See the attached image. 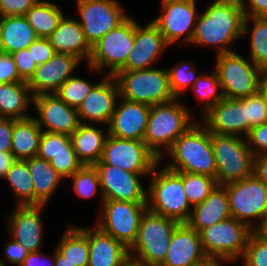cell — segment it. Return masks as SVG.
Here are the masks:
<instances>
[{"mask_svg":"<svg viewBox=\"0 0 267 266\" xmlns=\"http://www.w3.org/2000/svg\"><path fill=\"white\" fill-rule=\"evenodd\" d=\"M37 156L49 161L64 179L83 166L77 158L71 136L65 134L43 131Z\"/></svg>","mask_w":267,"mask_h":266,"instance_id":"24","label":"cell"},{"mask_svg":"<svg viewBox=\"0 0 267 266\" xmlns=\"http://www.w3.org/2000/svg\"><path fill=\"white\" fill-rule=\"evenodd\" d=\"M10 54L0 53V83L22 82Z\"/></svg>","mask_w":267,"mask_h":266,"instance_id":"49","label":"cell"},{"mask_svg":"<svg viewBox=\"0 0 267 266\" xmlns=\"http://www.w3.org/2000/svg\"><path fill=\"white\" fill-rule=\"evenodd\" d=\"M169 46L158 27L151 21L145 27L135 20V38L125 65L119 71L152 68L164 49Z\"/></svg>","mask_w":267,"mask_h":266,"instance_id":"20","label":"cell"},{"mask_svg":"<svg viewBox=\"0 0 267 266\" xmlns=\"http://www.w3.org/2000/svg\"><path fill=\"white\" fill-rule=\"evenodd\" d=\"M37 38L25 16L0 17V53L12 54L26 49Z\"/></svg>","mask_w":267,"mask_h":266,"instance_id":"29","label":"cell"},{"mask_svg":"<svg viewBox=\"0 0 267 266\" xmlns=\"http://www.w3.org/2000/svg\"><path fill=\"white\" fill-rule=\"evenodd\" d=\"M97 170L104 200L147 203V189L140 178L148 174L130 173L112 165H93Z\"/></svg>","mask_w":267,"mask_h":266,"instance_id":"16","label":"cell"},{"mask_svg":"<svg viewBox=\"0 0 267 266\" xmlns=\"http://www.w3.org/2000/svg\"><path fill=\"white\" fill-rule=\"evenodd\" d=\"M241 259L243 266H267V241L251 232Z\"/></svg>","mask_w":267,"mask_h":266,"instance_id":"44","label":"cell"},{"mask_svg":"<svg viewBox=\"0 0 267 266\" xmlns=\"http://www.w3.org/2000/svg\"><path fill=\"white\" fill-rule=\"evenodd\" d=\"M114 77L119 86L120 97L129 101L153 106L175 99L166 68L118 71Z\"/></svg>","mask_w":267,"mask_h":266,"instance_id":"7","label":"cell"},{"mask_svg":"<svg viewBox=\"0 0 267 266\" xmlns=\"http://www.w3.org/2000/svg\"><path fill=\"white\" fill-rule=\"evenodd\" d=\"M253 174L267 185V153L254 157Z\"/></svg>","mask_w":267,"mask_h":266,"instance_id":"54","label":"cell"},{"mask_svg":"<svg viewBox=\"0 0 267 266\" xmlns=\"http://www.w3.org/2000/svg\"><path fill=\"white\" fill-rule=\"evenodd\" d=\"M251 232L245 223L229 217L203 229L201 245L208 259L233 262L242 257Z\"/></svg>","mask_w":267,"mask_h":266,"instance_id":"8","label":"cell"},{"mask_svg":"<svg viewBox=\"0 0 267 266\" xmlns=\"http://www.w3.org/2000/svg\"><path fill=\"white\" fill-rule=\"evenodd\" d=\"M258 92L267 101V66L260 69L258 78Z\"/></svg>","mask_w":267,"mask_h":266,"instance_id":"56","label":"cell"},{"mask_svg":"<svg viewBox=\"0 0 267 266\" xmlns=\"http://www.w3.org/2000/svg\"><path fill=\"white\" fill-rule=\"evenodd\" d=\"M241 2L245 17H267V0H241Z\"/></svg>","mask_w":267,"mask_h":266,"instance_id":"51","label":"cell"},{"mask_svg":"<svg viewBox=\"0 0 267 266\" xmlns=\"http://www.w3.org/2000/svg\"><path fill=\"white\" fill-rule=\"evenodd\" d=\"M76 3L78 21L91 47L128 17L117 0H77Z\"/></svg>","mask_w":267,"mask_h":266,"instance_id":"15","label":"cell"},{"mask_svg":"<svg viewBox=\"0 0 267 266\" xmlns=\"http://www.w3.org/2000/svg\"><path fill=\"white\" fill-rule=\"evenodd\" d=\"M151 106L119 98L108 124V134L121 139L143 141Z\"/></svg>","mask_w":267,"mask_h":266,"instance_id":"21","label":"cell"},{"mask_svg":"<svg viewBox=\"0 0 267 266\" xmlns=\"http://www.w3.org/2000/svg\"><path fill=\"white\" fill-rule=\"evenodd\" d=\"M208 6L198 16L191 43L214 45L218 48L216 55L234 51L231 44L243 36L241 0H213Z\"/></svg>","mask_w":267,"mask_h":266,"instance_id":"1","label":"cell"},{"mask_svg":"<svg viewBox=\"0 0 267 266\" xmlns=\"http://www.w3.org/2000/svg\"><path fill=\"white\" fill-rule=\"evenodd\" d=\"M16 158L11 151H0V179L5 178L7 171L16 162Z\"/></svg>","mask_w":267,"mask_h":266,"instance_id":"55","label":"cell"},{"mask_svg":"<svg viewBox=\"0 0 267 266\" xmlns=\"http://www.w3.org/2000/svg\"><path fill=\"white\" fill-rule=\"evenodd\" d=\"M119 98L120 90L115 77L106 74L77 107L80 124L104 123L108 126Z\"/></svg>","mask_w":267,"mask_h":266,"instance_id":"17","label":"cell"},{"mask_svg":"<svg viewBox=\"0 0 267 266\" xmlns=\"http://www.w3.org/2000/svg\"><path fill=\"white\" fill-rule=\"evenodd\" d=\"M159 158L144 141L108 135L101 159L94 165H112L136 174H151Z\"/></svg>","mask_w":267,"mask_h":266,"instance_id":"13","label":"cell"},{"mask_svg":"<svg viewBox=\"0 0 267 266\" xmlns=\"http://www.w3.org/2000/svg\"><path fill=\"white\" fill-rule=\"evenodd\" d=\"M239 100L246 106L248 133L252 127L267 123V101L259 92Z\"/></svg>","mask_w":267,"mask_h":266,"instance_id":"43","label":"cell"},{"mask_svg":"<svg viewBox=\"0 0 267 266\" xmlns=\"http://www.w3.org/2000/svg\"><path fill=\"white\" fill-rule=\"evenodd\" d=\"M69 178L72 179L73 189L75 193L81 198H90L96 195L97 191L100 190L102 204L104 199L101 192L99 176L94 166L83 165Z\"/></svg>","mask_w":267,"mask_h":266,"instance_id":"41","label":"cell"},{"mask_svg":"<svg viewBox=\"0 0 267 266\" xmlns=\"http://www.w3.org/2000/svg\"><path fill=\"white\" fill-rule=\"evenodd\" d=\"M124 266H147L130 259Z\"/></svg>","mask_w":267,"mask_h":266,"instance_id":"60","label":"cell"},{"mask_svg":"<svg viewBox=\"0 0 267 266\" xmlns=\"http://www.w3.org/2000/svg\"><path fill=\"white\" fill-rule=\"evenodd\" d=\"M195 69L194 65L189 61L180 62L172 68L166 69L169 86L175 98H181L185 94V90L189 86L192 87L196 79L201 75H196Z\"/></svg>","mask_w":267,"mask_h":266,"instance_id":"40","label":"cell"},{"mask_svg":"<svg viewBox=\"0 0 267 266\" xmlns=\"http://www.w3.org/2000/svg\"><path fill=\"white\" fill-rule=\"evenodd\" d=\"M179 224L147 209L141 218L137 239L129 249L130 259L147 266H160Z\"/></svg>","mask_w":267,"mask_h":266,"instance_id":"5","label":"cell"},{"mask_svg":"<svg viewBox=\"0 0 267 266\" xmlns=\"http://www.w3.org/2000/svg\"><path fill=\"white\" fill-rule=\"evenodd\" d=\"M191 209L187 224L199 233L203 229L231 217L229 198L223 185H216L205 201Z\"/></svg>","mask_w":267,"mask_h":266,"instance_id":"28","label":"cell"},{"mask_svg":"<svg viewBox=\"0 0 267 266\" xmlns=\"http://www.w3.org/2000/svg\"><path fill=\"white\" fill-rule=\"evenodd\" d=\"M95 85L86 79L71 76L60 86L56 95L69 106L77 108Z\"/></svg>","mask_w":267,"mask_h":266,"instance_id":"42","label":"cell"},{"mask_svg":"<svg viewBox=\"0 0 267 266\" xmlns=\"http://www.w3.org/2000/svg\"><path fill=\"white\" fill-rule=\"evenodd\" d=\"M57 245L56 249L65 257V260L75 266H88V228L75 226L67 228Z\"/></svg>","mask_w":267,"mask_h":266,"instance_id":"34","label":"cell"},{"mask_svg":"<svg viewBox=\"0 0 267 266\" xmlns=\"http://www.w3.org/2000/svg\"><path fill=\"white\" fill-rule=\"evenodd\" d=\"M34 180L35 205H46L64 179L50 164L38 156L26 160Z\"/></svg>","mask_w":267,"mask_h":266,"instance_id":"33","label":"cell"},{"mask_svg":"<svg viewBox=\"0 0 267 266\" xmlns=\"http://www.w3.org/2000/svg\"><path fill=\"white\" fill-rule=\"evenodd\" d=\"M4 250L5 260L15 266H20L30 253L28 249L13 239L7 242Z\"/></svg>","mask_w":267,"mask_h":266,"instance_id":"50","label":"cell"},{"mask_svg":"<svg viewBox=\"0 0 267 266\" xmlns=\"http://www.w3.org/2000/svg\"><path fill=\"white\" fill-rule=\"evenodd\" d=\"M32 104L39 116L34 118L46 132L71 136L80 125L77 108L69 106L56 93L33 96Z\"/></svg>","mask_w":267,"mask_h":266,"instance_id":"18","label":"cell"},{"mask_svg":"<svg viewBox=\"0 0 267 266\" xmlns=\"http://www.w3.org/2000/svg\"><path fill=\"white\" fill-rule=\"evenodd\" d=\"M0 266H6V264L3 260H0Z\"/></svg>","mask_w":267,"mask_h":266,"instance_id":"61","label":"cell"},{"mask_svg":"<svg viewBox=\"0 0 267 266\" xmlns=\"http://www.w3.org/2000/svg\"><path fill=\"white\" fill-rule=\"evenodd\" d=\"M166 153L172 160L164 165L168 169L216 177L211 132L201 122H196L180 135Z\"/></svg>","mask_w":267,"mask_h":266,"instance_id":"2","label":"cell"},{"mask_svg":"<svg viewBox=\"0 0 267 266\" xmlns=\"http://www.w3.org/2000/svg\"><path fill=\"white\" fill-rule=\"evenodd\" d=\"M88 266H124L130 260L129 249L98 229L88 228Z\"/></svg>","mask_w":267,"mask_h":266,"instance_id":"26","label":"cell"},{"mask_svg":"<svg viewBox=\"0 0 267 266\" xmlns=\"http://www.w3.org/2000/svg\"><path fill=\"white\" fill-rule=\"evenodd\" d=\"M159 161L152 173L147 189V208L149 211L171 218L179 223H187L192 207L185 195L182 172L168 169L158 170ZM157 170V171H156Z\"/></svg>","mask_w":267,"mask_h":266,"instance_id":"3","label":"cell"},{"mask_svg":"<svg viewBox=\"0 0 267 266\" xmlns=\"http://www.w3.org/2000/svg\"><path fill=\"white\" fill-rule=\"evenodd\" d=\"M246 141L255 156L267 153V123L252 127Z\"/></svg>","mask_w":267,"mask_h":266,"instance_id":"46","label":"cell"},{"mask_svg":"<svg viewBox=\"0 0 267 266\" xmlns=\"http://www.w3.org/2000/svg\"><path fill=\"white\" fill-rule=\"evenodd\" d=\"M43 130L34 116L13 119L11 152L17 160H27L37 156Z\"/></svg>","mask_w":267,"mask_h":266,"instance_id":"31","label":"cell"},{"mask_svg":"<svg viewBox=\"0 0 267 266\" xmlns=\"http://www.w3.org/2000/svg\"><path fill=\"white\" fill-rule=\"evenodd\" d=\"M28 50L37 66L50 60L57 53L48 38H37Z\"/></svg>","mask_w":267,"mask_h":266,"instance_id":"48","label":"cell"},{"mask_svg":"<svg viewBox=\"0 0 267 266\" xmlns=\"http://www.w3.org/2000/svg\"><path fill=\"white\" fill-rule=\"evenodd\" d=\"M252 232L261 240L267 241V216L255 224Z\"/></svg>","mask_w":267,"mask_h":266,"instance_id":"57","label":"cell"},{"mask_svg":"<svg viewBox=\"0 0 267 266\" xmlns=\"http://www.w3.org/2000/svg\"><path fill=\"white\" fill-rule=\"evenodd\" d=\"M54 261H55L54 266H75L74 264L65 260V257L57 249H55L54 252Z\"/></svg>","mask_w":267,"mask_h":266,"instance_id":"58","label":"cell"},{"mask_svg":"<svg viewBox=\"0 0 267 266\" xmlns=\"http://www.w3.org/2000/svg\"><path fill=\"white\" fill-rule=\"evenodd\" d=\"M223 186L228 194L231 217L253 229L255 223L251 219L260 222L267 216V185L254 174Z\"/></svg>","mask_w":267,"mask_h":266,"instance_id":"12","label":"cell"},{"mask_svg":"<svg viewBox=\"0 0 267 266\" xmlns=\"http://www.w3.org/2000/svg\"><path fill=\"white\" fill-rule=\"evenodd\" d=\"M215 71L218 74L225 98L240 99L258 92L260 68L238 52L216 55Z\"/></svg>","mask_w":267,"mask_h":266,"instance_id":"10","label":"cell"},{"mask_svg":"<svg viewBox=\"0 0 267 266\" xmlns=\"http://www.w3.org/2000/svg\"><path fill=\"white\" fill-rule=\"evenodd\" d=\"M13 119H0V151H11Z\"/></svg>","mask_w":267,"mask_h":266,"instance_id":"52","label":"cell"},{"mask_svg":"<svg viewBox=\"0 0 267 266\" xmlns=\"http://www.w3.org/2000/svg\"><path fill=\"white\" fill-rule=\"evenodd\" d=\"M220 260H215V259H207L205 262L197 265V266H222Z\"/></svg>","mask_w":267,"mask_h":266,"instance_id":"59","label":"cell"},{"mask_svg":"<svg viewBox=\"0 0 267 266\" xmlns=\"http://www.w3.org/2000/svg\"><path fill=\"white\" fill-rule=\"evenodd\" d=\"M4 179L8 181L15 193L17 206L35 205L34 180L26 160H16Z\"/></svg>","mask_w":267,"mask_h":266,"instance_id":"36","label":"cell"},{"mask_svg":"<svg viewBox=\"0 0 267 266\" xmlns=\"http://www.w3.org/2000/svg\"><path fill=\"white\" fill-rule=\"evenodd\" d=\"M135 38V20L128 16L121 24L102 36L93 46L88 68L101 72L107 67L114 76L126 63Z\"/></svg>","mask_w":267,"mask_h":266,"instance_id":"9","label":"cell"},{"mask_svg":"<svg viewBox=\"0 0 267 266\" xmlns=\"http://www.w3.org/2000/svg\"><path fill=\"white\" fill-rule=\"evenodd\" d=\"M200 233L180 223L172 234L165 260L160 266H197L205 262Z\"/></svg>","mask_w":267,"mask_h":266,"instance_id":"25","label":"cell"},{"mask_svg":"<svg viewBox=\"0 0 267 266\" xmlns=\"http://www.w3.org/2000/svg\"><path fill=\"white\" fill-rule=\"evenodd\" d=\"M33 95L26 81L0 83V116L2 118L25 119Z\"/></svg>","mask_w":267,"mask_h":266,"instance_id":"32","label":"cell"},{"mask_svg":"<svg viewBox=\"0 0 267 266\" xmlns=\"http://www.w3.org/2000/svg\"><path fill=\"white\" fill-rule=\"evenodd\" d=\"M24 16L34 28L38 38H48L58 27L64 14L56 4L46 0H38Z\"/></svg>","mask_w":267,"mask_h":266,"instance_id":"35","label":"cell"},{"mask_svg":"<svg viewBox=\"0 0 267 266\" xmlns=\"http://www.w3.org/2000/svg\"><path fill=\"white\" fill-rule=\"evenodd\" d=\"M15 206L16 208L6 219L12 239L29 252L40 251L43 234L41 212L45 205Z\"/></svg>","mask_w":267,"mask_h":266,"instance_id":"23","label":"cell"},{"mask_svg":"<svg viewBox=\"0 0 267 266\" xmlns=\"http://www.w3.org/2000/svg\"><path fill=\"white\" fill-rule=\"evenodd\" d=\"M16 65L19 77L28 82L35 73L37 65L28 48L18 50L10 54Z\"/></svg>","mask_w":267,"mask_h":266,"instance_id":"45","label":"cell"},{"mask_svg":"<svg viewBox=\"0 0 267 266\" xmlns=\"http://www.w3.org/2000/svg\"><path fill=\"white\" fill-rule=\"evenodd\" d=\"M216 163V183L225 185L253 174L255 155L244 137L211 133Z\"/></svg>","mask_w":267,"mask_h":266,"instance_id":"6","label":"cell"},{"mask_svg":"<svg viewBox=\"0 0 267 266\" xmlns=\"http://www.w3.org/2000/svg\"><path fill=\"white\" fill-rule=\"evenodd\" d=\"M178 100L180 98L151 106L143 141L160 162L173 142L196 123L190 121L192 114Z\"/></svg>","mask_w":267,"mask_h":266,"instance_id":"4","label":"cell"},{"mask_svg":"<svg viewBox=\"0 0 267 266\" xmlns=\"http://www.w3.org/2000/svg\"><path fill=\"white\" fill-rule=\"evenodd\" d=\"M191 89L198 101H205L202 114L206 113L224 98L219 77L215 70L210 74L201 72V75L196 79Z\"/></svg>","mask_w":267,"mask_h":266,"instance_id":"38","label":"cell"},{"mask_svg":"<svg viewBox=\"0 0 267 266\" xmlns=\"http://www.w3.org/2000/svg\"><path fill=\"white\" fill-rule=\"evenodd\" d=\"M48 39L57 53L71 54L81 61L87 59L88 63L92 47L86 41L83 29L75 17L63 16Z\"/></svg>","mask_w":267,"mask_h":266,"instance_id":"27","label":"cell"},{"mask_svg":"<svg viewBox=\"0 0 267 266\" xmlns=\"http://www.w3.org/2000/svg\"><path fill=\"white\" fill-rule=\"evenodd\" d=\"M38 0H0V17L24 16Z\"/></svg>","mask_w":267,"mask_h":266,"instance_id":"47","label":"cell"},{"mask_svg":"<svg viewBox=\"0 0 267 266\" xmlns=\"http://www.w3.org/2000/svg\"><path fill=\"white\" fill-rule=\"evenodd\" d=\"M182 182L185 195L192 207L205 201L217 185L215 178L189 172H182Z\"/></svg>","mask_w":267,"mask_h":266,"instance_id":"39","label":"cell"},{"mask_svg":"<svg viewBox=\"0 0 267 266\" xmlns=\"http://www.w3.org/2000/svg\"><path fill=\"white\" fill-rule=\"evenodd\" d=\"M147 203L103 200L102 212L96 227L111 235L128 249L135 243Z\"/></svg>","mask_w":267,"mask_h":266,"instance_id":"11","label":"cell"},{"mask_svg":"<svg viewBox=\"0 0 267 266\" xmlns=\"http://www.w3.org/2000/svg\"><path fill=\"white\" fill-rule=\"evenodd\" d=\"M161 14L152 20L166 43L191 44L200 13L196 12V0H161ZM182 38V39H181Z\"/></svg>","mask_w":267,"mask_h":266,"instance_id":"14","label":"cell"},{"mask_svg":"<svg viewBox=\"0 0 267 266\" xmlns=\"http://www.w3.org/2000/svg\"><path fill=\"white\" fill-rule=\"evenodd\" d=\"M202 118V124L211 133L245 138L248 135L246 106L239 99L224 97Z\"/></svg>","mask_w":267,"mask_h":266,"instance_id":"19","label":"cell"},{"mask_svg":"<svg viewBox=\"0 0 267 266\" xmlns=\"http://www.w3.org/2000/svg\"><path fill=\"white\" fill-rule=\"evenodd\" d=\"M254 23L250 37V56L258 68L267 66V17H245L243 35L249 33V23Z\"/></svg>","mask_w":267,"mask_h":266,"instance_id":"37","label":"cell"},{"mask_svg":"<svg viewBox=\"0 0 267 266\" xmlns=\"http://www.w3.org/2000/svg\"><path fill=\"white\" fill-rule=\"evenodd\" d=\"M50 258L51 259L47 258V256L40 251L30 252L20 266H54V254L53 257L51 256ZM45 261L47 262L45 263Z\"/></svg>","mask_w":267,"mask_h":266,"instance_id":"53","label":"cell"},{"mask_svg":"<svg viewBox=\"0 0 267 266\" xmlns=\"http://www.w3.org/2000/svg\"><path fill=\"white\" fill-rule=\"evenodd\" d=\"M82 62L76 56L56 53L50 60L40 64L27 82L33 96L56 93Z\"/></svg>","mask_w":267,"mask_h":266,"instance_id":"22","label":"cell"},{"mask_svg":"<svg viewBox=\"0 0 267 266\" xmlns=\"http://www.w3.org/2000/svg\"><path fill=\"white\" fill-rule=\"evenodd\" d=\"M103 132V129L92 124H80L71 134L77 158L83 165L93 166L100 161L109 135L108 129L106 133Z\"/></svg>","mask_w":267,"mask_h":266,"instance_id":"30","label":"cell"}]
</instances>
